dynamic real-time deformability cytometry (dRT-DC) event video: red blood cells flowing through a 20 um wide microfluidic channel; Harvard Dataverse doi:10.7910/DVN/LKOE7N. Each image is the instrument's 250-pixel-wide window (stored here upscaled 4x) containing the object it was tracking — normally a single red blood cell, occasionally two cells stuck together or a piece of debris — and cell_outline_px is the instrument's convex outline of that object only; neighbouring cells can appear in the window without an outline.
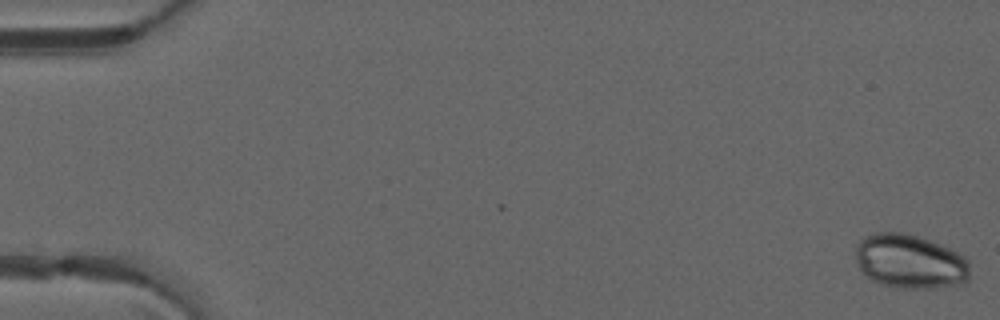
{"species": "common noctule bat (a hibernating species)", "species_latin": "Nyctalus noctula", "temperature_condition": "warm", "stored_images_in_passage": 2, "camera_frame_rate_fps": 3000, "um_per_image_px": 0.085, "animal": {"sex": "male", "forearm_length_mm": 52.5}, "frame": {"image": 1, "passage_image": 2, "time_ms": 0.333, "image_size_px": [1000, 320], "cell_outline_px": [[968, 280], [964, 284], [944, 288], [896, 288], [880, 284], [864, 276], [856, 260], [856, 244], [864, 236], [872, 232], [904, 232], [932, 240], [964, 256], [968, 260]], "centroid_in_image_um": [77.33, 22.23], "position_along_channel_um": 7.7, "area_um2": 36.7}}